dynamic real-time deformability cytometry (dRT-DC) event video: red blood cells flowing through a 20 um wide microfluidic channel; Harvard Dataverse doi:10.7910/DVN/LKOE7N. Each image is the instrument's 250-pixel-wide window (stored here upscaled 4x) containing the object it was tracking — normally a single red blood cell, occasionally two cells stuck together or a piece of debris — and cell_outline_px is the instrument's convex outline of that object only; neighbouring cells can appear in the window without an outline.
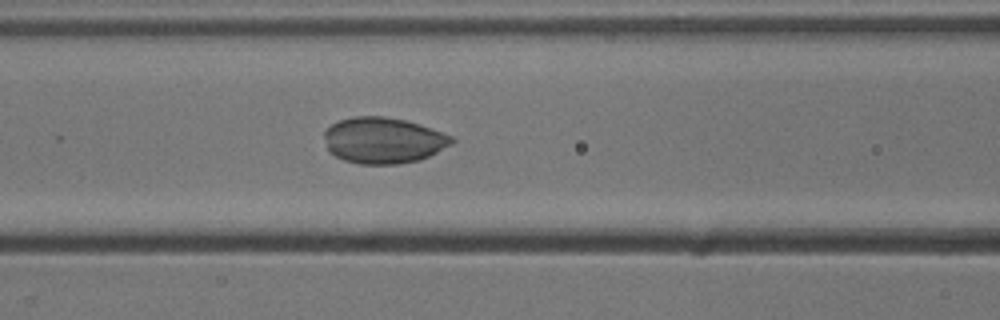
{"species": "common noctule bat (a hibernating species)", "species_latin": "Nyctalus noctula", "temperature_condition": "cold", "stored_images_in_passage": 52, "camera_frame_rate_fps": 3000, "um_per_image_px": 0.085, "animal": {"sex": "male", "body_mass_g": 13.3}, "frame": {"image": 1, "passage_image": 21, "time_ms": 6.667, "image_size_px": [1000, 320], "cell_outline_px": [[456, 140], [452, 144], [420, 160], [396, 164], [360, 164], [344, 160], [328, 152], [324, 136], [324, 132], [332, 124], [340, 120], [352, 116], [384, 116], [404, 120], [420, 124], [452, 136]], "centroid_in_image_um": [32.57, 11.93], "position_along_channel_um": 134.0, "area_um2": 34.22}}
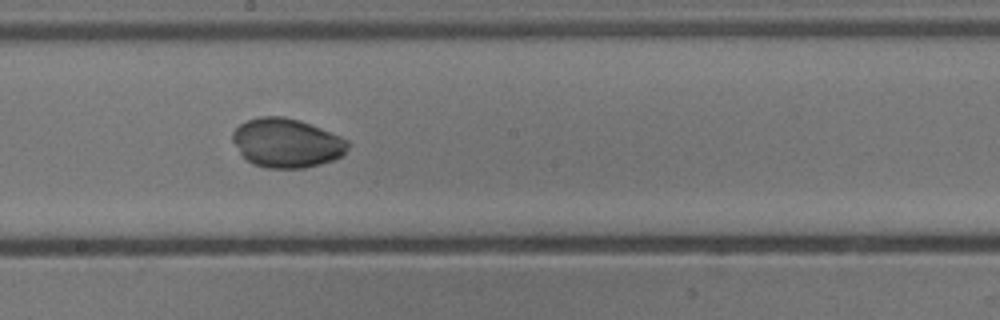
{"frame": {"image": 2, "passage_image": 28, "time_ms": 9.0, "image_size_px": [1000, 320], "cell_outline_px": [[352, 144], [340, 156], [332, 160], [320, 164], [304, 168], [264, 168], [252, 164], [240, 152], [232, 140], [232, 132], [240, 124], [248, 120], [260, 116], [284, 116], [300, 120], [340, 136], [348, 140]], "centroid_in_image_um": [24.37, 12.15], "position_along_channel_um": 223.8, "area_um2": 32.95}}
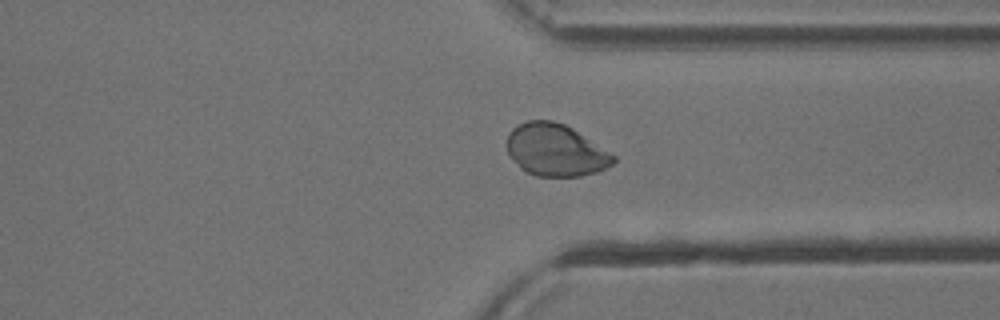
{"frame": {"image": 3, "passage_image": 39, "time_ms": 12.667, "image_size_px": [1000, 320], "cell_outline_px": [[616, 160], [612, 164], [596, 172], [580, 176], [536, 176], [520, 168], [508, 152], [508, 132], [516, 124], [528, 120], [552, 120], [564, 124], [572, 128], [616, 156]], "centroid_in_image_um": [47.21, 12.74], "position_along_channel_um": 364.2, "area_um2": 32.14}}